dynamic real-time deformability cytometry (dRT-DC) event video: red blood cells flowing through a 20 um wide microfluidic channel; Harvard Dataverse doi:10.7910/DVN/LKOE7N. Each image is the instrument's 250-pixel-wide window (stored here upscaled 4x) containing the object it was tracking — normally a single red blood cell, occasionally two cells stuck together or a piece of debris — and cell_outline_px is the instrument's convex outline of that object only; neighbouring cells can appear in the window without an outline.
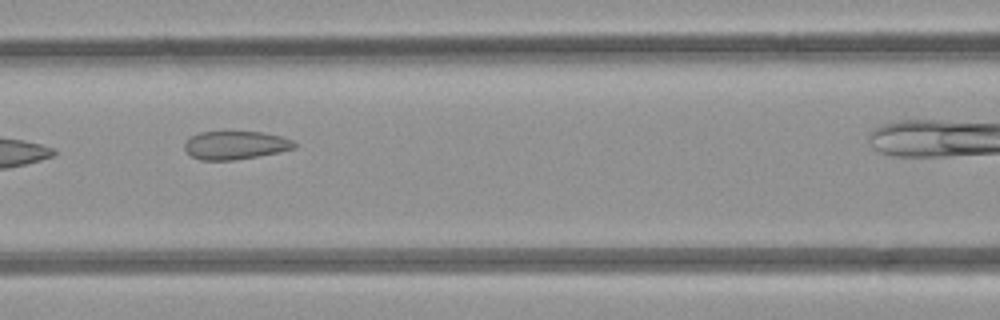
{"species": "common noctule bat (a hibernating species)", "species_latin": "Nyctalus noctula", "temperature_condition": "room temperature", "stored_images_in_passage": 5, "camera_frame_rate_fps": 3000, "um_per_image_px": 0.085, "animal": {"sex": "female", "body_mass_g": 21.9}, "frame": {"image": 1, "passage_image": 4, "time_ms": 3.333, "image_size_px": [1000, 320], "cell_outline_px": [[296, 148], [256, 156], [232, 160], [200, 160], [192, 156], [184, 148], [184, 144], [192, 136], [200, 132], [260, 132], [280, 136], [292, 140], [296, 144]], "centroid_in_image_um": [20.0, 12.34], "position_along_channel_um": 146.6, "area_um2": 17.74}}